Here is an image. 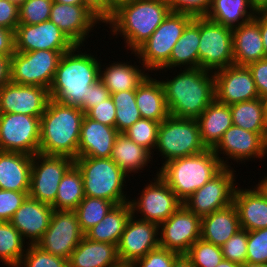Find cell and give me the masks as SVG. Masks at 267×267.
Listing matches in <instances>:
<instances>
[{
  "mask_svg": "<svg viewBox=\"0 0 267 267\" xmlns=\"http://www.w3.org/2000/svg\"><path fill=\"white\" fill-rule=\"evenodd\" d=\"M83 47L75 45L62 55L49 88L50 98L79 107L90 86L99 80L102 60Z\"/></svg>",
  "mask_w": 267,
  "mask_h": 267,
  "instance_id": "2",
  "label": "cell"
},
{
  "mask_svg": "<svg viewBox=\"0 0 267 267\" xmlns=\"http://www.w3.org/2000/svg\"><path fill=\"white\" fill-rule=\"evenodd\" d=\"M116 247L120 263H135L159 247V225L132 214Z\"/></svg>",
  "mask_w": 267,
  "mask_h": 267,
  "instance_id": "18",
  "label": "cell"
},
{
  "mask_svg": "<svg viewBox=\"0 0 267 267\" xmlns=\"http://www.w3.org/2000/svg\"><path fill=\"white\" fill-rule=\"evenodd\" d=\"M53 0H26L19 8V24L35 25L49 20Z\"/></svg>",
  "mask_w": 267,
  "mask_h": 267,
  "instance_id": "45",
  "label": "cell"
},
{
  "mask_svg": "<svg viewBox=\"0 0 267 267\" xmlns=\"http://www.w3.org/2000/svg\"><path fill=\"white\" fill-rule=\"evenodd\" d=\"M154 176L152 174V180H149L141 189V193H138L140 196L130 197L129 202L134 216L160 225L182 205V202L158 175V171Z\"/></svg>",
  "mask_w": 267,
  "mask_h": 267,
  "instance_id": "11",
  "label": "cell"
},
{
  "mask_svg": "<svg viewBox=\"0 0 267 267\" xmlns=\"http://www.w3.org/2000/svg\"><path fill=\"white\" fill-rule=\"evenodd\" d=\"M115 205L106 199L85 196L74 210L83 233L98 224Z\"/></svg>",
  "mask_w": 267,
  "mask_h": 267,
  "instance_id": "41",
  "label": "cell"
},
{
  "mask_svg": "<svg viewBox=\"0 0 267 267\" xmlns=\"http://www.w3.org/2000/svg\"><path fill=\"white\" fill-rule=\"evenodd\" d=\"M242 267H267V265H244Z\"/></svg>",
  "mask_w": 267,
  "mask_h": 267,
  "instance_id": "67",
  "label": "cell"
},
{
  "mask_svg": "<svg viewBox=\"0 0 267 267\" xmlns=\"http://www.w3.org/2000/svg\"><path fill=\"white\" fill-rule=\"evenodd\" d=\"M18 267H68V260L45 252L36 244H28Z\"/></svg>",
  "mask_w": 267,
  "mask_h": 267,
  "instance_id": "44",
  "label": "cell"
},
{
  "mask_svg": "<svg viewBox=\"0 0 267 267\" xmlns=\"http://www.w3.org/2000/svg\"><path fill=\"white\" fill-rule=\"evenodd\" d=\"M118 263L116 245L92 241L85 236L68 259V267H114Z\"/></svg>",
  "mask_w": 267,
  "mask_h": 267,
  "instance_id": "30",
  "label": "cell"
},
{
  "mask_svg": "<svg viewBox=\"0 0 267 267\" xmlns=\"http://www.w3.org/2000/svg\"><path fill=\"white\" fill-rule=\"evenodd\" d=\"M247 67L252 73L259 97L267 99V58L253 62Z\"/></svg>",
  "mask_w": 267,
  "mask_h": 267,
  "instance_id": "53",
  "label": "cell"
},
{
  "mask_svg": "<svg viewBox=\"0 0 267 267\" xmlns=\"http://www.w3.org/2000/svg\"><path fill=\"white\" fill-rule=\"evenodd\" d=\"M19 8L8 0H0V27L15 32L19 25Z\"/></svg>",
  "mask_w": 267,
  "mask_h": 267,
  "instance_id": "54",
  "label": "cell"
},
{
  "mask_svg": "<svg viewBox=\"0 0 267 267\" xmlns=\"http://www.w3.org/2000/svg\"><path fill=\"white\" fill-rule=\"evenodd\" d=\"M256 11L249 0H212L205 15L208 19L223 26L236 28L253 19Z\"/></svg>",
  "mask_w": 267,
  "mask_h": 267,
  "instance_id": "36",
  "label": "cell"
},
{
  "mask_svg": "<svg viewBox=\"0 0 267 267\" xmlns=\"http://www.w3.org/2000/svg\"><path fill=\"white\" fill-rule=\"evenodd\" d=\"M215 100L227 105L259 98L247 66L230 65L214 72Z\"/></svg>",
  "mask_w": 267,
  "mask_h": 267,
  "instance_id": "20",
  "label": "cell"
},
{
  "mask_svg": "<svg viewBox=\"0 0 267 267\" xmlns=\"http://www.w3.org/2000/svg\"><path fill=\"white\" fill-rule=\"evenodd\" d=\"M27 246V241L9 221H0V262L2 264L18 267Z\"/></svg>",
  "mask_w": 267,
  "mask_h": 267,
  "instance_id": "39",
  "label": "cell"
},
{
  "mask_svg": "<svg viewBox=\"0 0 267 267\" xmlns=\"http://www.w3.org/2000/svg\"><path fill=\"white\" fill-rule=\"evenodd\" d=\"M213 151L223 167L231 168L233 162L238 165L255 159L262 162L267 157V141L259 133L232 125L224 132Z\"/></svg>",
  "mask_w": 267,
  "mask_h": 267,
  "instance_id": "12",
  "label": "cell"
},
{
  "mask_svg": "<svg viewBox=\"0 0 267 267\" xmlns=\"http://www.w3.org/2000/svg\"><path fill=\"white\" fill-rule=\"evenodd\" d=\"M75 44L51 20L29 25L19 24L15 30V51H69Z\"/></svg>",
  "mask_w": 267,
  "mask_h": 267,
  "instance_id": "19",
  "label": "cell"
},
{
  "mask_svg": "<svg viewBox=\"0 0 267 267\" xmlns=\"http://www.w3.org/2000/svg\"><path fill=\"white\" fill-rule=\"evenodd\" d=\"M15 52V32L0 27V55L12 56Z\"/></svg>",
  "mask_w": 267,
  "mask_h": 267,
  "instance_id": "55",
  "label": "cell"
},
{
  "mask_svg": "<svg viewBox=\"0 0 267 267\" xmlns=\"http://www.w3.org/2000/svg\"><path fill=\"white\" fill-rule=\"evenodd\" d=\"M111 98L116 107L115 128L119 133H124L142 118L136 105L135 90L113 93Z\"/></svg>",
  "mask_w": 267,
  "mask_h": 267,
  "instance_id": "40",
  "label": "cell"
},
{
  "mask_svg": "<svg viewBox=\"0 0 267 267\" xmlns=\"http://www.w3.org/2000/svg\"><path fill=\"white\" fill-rule=\"evenodd\" d=\"M248 231L239 230L230 237L222 246L221 251L224 259L237 263L241 266L246 265L247 258Z\"/></svg>",
  "mask_w": 267,
  "mask_h": 267,
  "instance_id": "47",
  "label": "cell"
},
{
  "mask_svg": "<svg viewBox=\"0 0 267 267\" xmlns=\"http://www.w3.org/2000/svg\"><path fill=\"white\" fill-rule=\"evenodd\" d=\"M28 195L29 192L0 189V221H10Z\"/></svg>",
  "mask_w": 267,
  "mask_h": 267,
  "instance_id": "48",
  "label": "cell"
},
{
  "mask_svg": "<svg viewBox=\"0 0 267 267\" xmlns=\"http://www.w3.org/2000/svg\"><path fill=\"white\" fill-rule=\"evenodd\" d=\"M201 238V218L183 204L159 225V247L178 254H187Z\"/></svg>",
  "mask_w": 267,
  "mask_h": 267,
  "instance_id": "17",
  "label": "cell"
},
{
  "mask_svg": "<svg viewBox=\"0 0 267 267\" xmlns=\"http://www.w3.org/2000/svg\"><path fill=\"white\" fill-rule=\"evenodd\" d=\"M194 267H216L223 259L221 247L199 238L186 254Z\"/></svg>",
  "mask_w": 267,
  "mask_h": 267,
  "instance_id": "43",
  "label": "cell"
},
{
  "mask_svg": "<svg viewBox=\"0 0 267 267\" xmlns=\"http://www.w3.org/2000/svg\"><path fill=\"white\" fill-rule=\"evenodd\" d=\"M196 121L199 125L202 143L206 148L213 149L221 140L224 132L233 125L230 105L222 104L214 99Z\"/></svg>",
  "mask_w": 267,
  "mask_h": 267,
  "instance_id": "32",
  "label": "cell"
},
{
  "mask_svg": "<svg viewBox=\"0 0 267 267\" xmlns=\"http://www.w3.org/2000/svg\"><path fill=\"white\" fill-rule=\"evenodd\" d=\"M223 168L213 149L210 148L195 155L168 161L159 169L156 167L158 175L182 203Z\"/></svg>",
  "mask_w": 267,
  "mask_h": 267,
  "instance_id": "5",
  "label": "cell"
},
{
  "mask_svg": "<svg viewBox=\"0 0 267 267\" xmlns=\"http://www.w3.org/2000/svg\"><path fill=\"white\" fill-rule=\"evenodd\" d=\"M174 70L170 79L160 78L170 116L197 119L215 99L214 73L201 68Z\"/></svg>",
  "mask_w": 267,
  "mask_h": 267,
  "instance_id": "1",
  "label": "cell"
},
{
  "mask_svg": "<svg viewBox=\"0 0 267 267\" xmlns=\"http://www.w3.org/2000/svg\"><path fill=\"white\" fill-rule=\"evenodd\" d=\"M50 100L49 89L7 83L0 89V113L41 117Z\"/></svg>",
  "mask_w": 267,
  "mask_h": 267,
  "instance_id": "22",
  "label": "cell"
},
{
  "mask_svg": "<svg viewBox=\"0 0 267 267\" xmlns=\"http://www.w3.org/2000/svg\"><path fill=\"white\" fill-rule=\"evenodd\" d=\"M216 267H242L241 265L231 262L230 260L223 259Z\"/></svg>",
  "mask_w": 267,
  "mask_h": 267,
  "instance_id": "63",
  "label": "cell"
},
{
  "mask_svg": "<svg viewBox=\"0 0 267 267\" xmlns=\"http://www.w3.org/2000/svg\"><path fill=\"white\" fill-rule=\"evenodd\" d=\"M193 19L194 16L191 14L171 11L151 36L135 51L144 67L151 74L154 73L152 76H156L158 71L161 73L163 70L167 74L173 47Z\"/></svg>",
  "mask_w": 267,
  "mask_h": 267,
  "instance_id": "7",
  "label": "cell"
},
{
  "mask_svg": "<svg viewBox=\"0 0 267 267\" xmlns=\"http://www.w3.org/2000/svg\"><path fill=\"white\" fill-rule=\"evenodd\" d=\"M49 20L63 31L75 45L88 43L89 37L101 21L84 5H68L53 2ZM90 34V35H89Z\"/></svg>",
  "mask_w": 267,
  "mask_h": 267,
  "instance_id": "21",
  "label": "cell"
},
{
  "mask_svg": "<svg viewBox=\"0 0 267 267\" xmlns=\"http://www.w3.org/2000/svg\"><path fill=\"white\" fill-rule=\"evenodd\" d=\"M199 68L216 72L234 64L232 28L200 16Z\"/></svg>",
  "mask_w": 267,
  "mask_h": 267,
  "instance_id": "10",
  "label": "cell"
},
{
  "mask_svg": "<svg viewBox=\"0 0 267 267\" xmlns=\"http://www.w3.org/2000/svg\"><path fill=\"white\" fill-rule=\"evenodd\" d=\"M265 101V112H266V123H267V99H264Z\"/></svg>",
  "mask_w": 267,
  "mask_h": 267,
  "instance_id": "68",
  "label": "cell"
},
{
  "mask_svg": "<svg viewBox=\"0 0 267 267\" xmlns=\"http://www.w3.org/2000/svg\"><path fill=\"white\" fill-rule=\"evenodd\" d=\"M206 149L201 141L196 119L169 116L160 123L154 152L161 156L162 164L201 153Z\"/></svg>",
  "mask_w": 267,
  "mask_h": 267,
  "instance_id": "8",
  "label": "cell"
},
{
  "mask_svg": "<svg viewBox=\"0 0 267 267\" xmlns=\"http://www.w3.org/2000/svg\"><path fill=\"white\" fill-rule=\"evenodd\" d=\"M170 12L166 0H128L114 10L104 26L112 37H123L124 47L135 52Z\"/></svg>",
  "mask_w": 267,
  "mask_h": 267,
  "instance_id": "3",
  "label": "cell"
},
{
  "mask_svg": "<svg viewBox=\"0 0 267 267\" xmlns=\"http://www.w3.org/2000/svg\"><path fill=\"white\" fill-rule=\"evenodd\" d=\"M149 74L135 90L136 105L141 117L162 122L170 116L160 79Z\"/></svg>",
  "mask_w": 267,
  "mask_h": 267,
  "instance_id": "29",
  "label": "cell"
},
{
  "mask_svg": "<svg viewBox=\"0 0 267 267\" xmlns=\"http://www.w3.org/2000/svg\"><path fill=\"white\" fill-rule=\"evenodd\" d=\"M111 97V93L99 79L95 84L91 85L85 96H83L82 104L79 108L86 113L90 108L98 105Z\"/></svg>",
  "mask_w": 267,
  "mask_h": 267,
  "instance_id": "52",
  "label": "cell"
},
{
  "mask_svg": "<svg viewBox=\"0 0 267 267\" xmlns=\"http://www.w3.org/2000/svg\"><path fill=\"white\" fill-rule=\"evenodd\" d=\"M131 215L132 208L129 201L115 205L105 217L98 224L89 229L84 236L92 241L105 242L117 246Z\"/></svg>",
  "mask_w": 267,
  "mask_h": 267,
  "instance_id": "35",
  "label": "cell"
},
{
  "mask_svg": "<svg viewBox=\"0 0 267 267\" xmlns=\"http://www.w3.org/2000/svg\"><path fill=\"white\" fill-rule=\"evenodd\" d=\"M173 267H194L191 259L186 254H180L173 264Z\"/></svg>",
  "mask_w": 267,
  "mask_h": 267,
  "instance_id": "60",
  "label": "cell"
},
{
  "mask_svg": "<svg viewBox=\"0 0 267 267\" xmlns=\"http://www.w3.org/2000/svg\"><path fill=\"white\" fill-rule=\"evenodd\" d=\"M160 122H156L150 119L140 118L130 128H128L124 134L134 141L137 145L143 146L151 154L152 158L154 150L157 145V135Z\"/></svg>",
  "mask_w": 267,
  "mask_h": 267,
  "instance_id": "42",
  "label": "cell"
},
{
  "mask_svg": "<svg viewBox=\"0 0 267 267\" xmlns=\"http://www.w3.org/2000/svg\"><path fill=\"white\" fill-rule=\"evenodd\" d=\"M152 154L143 146L137 145L129 139L124 133H119L116 137L111 159L122 169L129 177H133L138 172L145 171L149 163L153 165ZM143 170V171H142ZM132 173V174H131ZM131 175V176H130Z\"/></svg>",
  "mask_w": 267,
  "mask_h": 267,
  "instance_id": "33",
  "label": "cell"
},
{
  "mask_svg": "<svg viewBox=\"0 0 267 267\" xmlns=\"http://www.w3.org/2000/svg\"><path fill=\"white\" fill-rule=\"evenodd\" d=\"M40 118L25 114L0 113V151L33 156L39 153Z\"/></svg>",
  "mask_w": 267,
  "mask_h": 267,
  "instance_id": "14",
  "label": "cell"
},
{
  "mask_svg": "<svg viewBox=\"0 0 267 267\" xmlns=\"http://www.w3.org/2000/svg\"><path fill=\"white\" fill-rule=\"evenodd\" d=\"M65 52L67 51L15 52L10 59V82L49 89Z\"/></svg>",
  "mask_w": 267,
  "mask_h": 267,
  "instance_id": "9",
  "label": "cell"
},
{
  "mask_svg": "<svg viewBox=\"0 0 267 267\" xmlns=\"http://www.w3.org/2000/svg\"><path fill=\"white\" fill-rule=\"evenodd\" d=\"M9 2L13 3L16 7L20 8L26 0H8Z\"/></svg>",
  "mask_w": 267,
  "mask_h": 267,
  "instance_id": "65",
  "label": "cell"
},
{
  "mask_svg": "<svg viewBox=\"0 0 267 267\" xmlns=\"http://www.w3.org/2000/svg\"><path fill=\"white\" fill-rule=\"evenodd\" d=\"M232 124L259 133L267 141L265 101L260 97L230 105Z\"/></svg>",
  "mask_w": 267,
  "mask_h": 267,
  "instance_id": "37",
  "label": "cell"
},
{
  "mask_svg": "<svg viewBox=\"0 0 267 267\" xmlns=\"http://www.w3.org/2000/svg\"><path fill=\"white\" fill-rule=\"evenodd\" d=\"M83 5L103 24L106 23V0H83Z\"/></svg>",
  "mask_w": 267,
  "mask_h": 267,
  "instance_id": "56",
  "label": "cell"
},
{
  "mask_svg": "<svg viewBox=\"0 0 267 267\" xmlns=\"http://www.w3.org/2000/svg\"><path fill=\"white\" fill-rule=\"evenodd\" d=\"M84 116L79 107L50 98L40 117L39 153L68 156L75 160Z\"/></svg>",
  "mask_w": 267,
  "mask_h": 267,
  "instance_id": "4",
  "label": "cell"
},
{
  "mask_svg": "<svg viewBox=\"0 0 267 267\" xmlns=\"http://www.w3.org/2000/svg\"><path fill=\"white\" fill-rule=\"evenodd\" d=\"M116 107L112 98H108L98 105L90 108L85 115L97 122L104 125L115 127Z\"/></svg>",
  "mask_w": 267,
  "mask_h": 267,
  "instance_id": "51",
  "label": "cell"
},
{
  "mask_svg": "<svg viewBox=\"0 0 267 267\" xmlns=\"http://www.w3.org/2000/svg\"><path fill=\"white\" fill-rule=\"evenodd\" d=\"M136 56L134 64L131 60L124 62V60L113 63L100 62V76L99 79L106 86L111 94L121 91L136 90V88L144 81L149 75V71L138 60V55L135 52H131ZM131 62V63H130ZM141 65V66H140Z\"/></svg>",
  "mask_w": 267,
  "mask_h": 267,
  "instance_id": "25",
  "label": "cell"
},
{
  "mask_svg": "<svg viewBox=\"0 0 267 267\" xmlns=\"http://www.w3.org/2000/svg\"><path fill=\"white\" fill-rule=\"evenodd\" d=\"M239 230V215L233 203L201 218V238L220 247Z\"/></svg>",
  "mask_w": 267,
  "mask_h": 267,
  "instance_id": "31",
  "label": "cell"
},
{
  "mask_svg": "<svg viewBox=\"0 0 267 267\" xmlns=\"http://www.w3.org/2000/svg\"><path fill=\"white\" fill-rule=\"evenodd\" d=\"M234 64L248 66L266 58L258 22L253 18L232 29Z\"/></svg>",
  "mask_w": 267,
  "mask_h": 267,
  "instance_id": "28",
  "label": "cell"
},
{
  "mask_svg": "<svg viewBox=\"0 0 267 267\" xmlns=\"http://www.w3.org/2000/svg\"><path fill=\"white\" fill-rule=\"evenodd\" d=\"M73 164L68 156L33 155L29 196L52 206L62 177Z\"/></svg>",
  "mask_w": 267,
  "mask_h": 267,
  "instance_id": "15",
  "label": "cell"
},
{
  "mask_svg": "<svg viewBox=\"0 0 267 267\" xmlns=\"http://www.w3.org/2000/svg\"><path fill=\"white\" fill-rule=\"evenodd\" d=\"M84 197L82 174L73 164L62 177L52 207L54 210H75Z\"/></svg>",
  "mask_w": 267,
  "mask_h": 267,
  "instance_id": "38",
  "label": "cell"
},
{
  "mask_svg": "<svg viewBox=\"0 0 267 267\" xmlns=\"http://www.w3.org/2000/svg\"><path fill=\"white\" fill-rule=\"evenodd\" d=\"M128 0H106V22L112 17L114 10Z\"/></svg>",
  "mask_w": 267,
  "mask_h": 267,
  "instance_id": "59",
  "label": "cell"
},
{
  "mask_svg": "<svg viewBox=\"0 0 267 267\" xmlns=\"http://www.w3.org/2000/svg\"><path fill=\"white\" fill-rule=\"evenodd\" d=\"M172 12L188 13L205 16L212 4V0H166Z\"/></svg>",
  "mask_w": 267,
  "mask_h": 267,
  "instance_id": "50",
  "label": "cell"
},
{
  "mask_svg": "<svg viewBox=\"0 0 267 267\" xmlns=\"http://www.w3.org/2000/svg\"><path fill=\"white\" fill-rule=\"evenodd\" d=\"M180 254L158 247L149 251L143 258L138 259L135 267H173L175 259Z\"/></svg>",
  "mask_w": 267,
  "mask_h": 267,
  "instance_id": "49",
  "label": "cell"
},
{
  "mask_svg": "<svg viewBox=\"0 0 267 267\" xmlns=\"http://www.w3.org/2000/svg\"><path fill=\"white\" fill-rule=\"evenodd\" d=\"M235 172L233 167H224L182 204L200 218L230 206L237 186Z\"/></svg>",
  "mask_w": 267,
  "mask_h": 267,
  "instance_id": "13",
  "label": "cell"
},
{
  "mask_svg": "<svg viewBox=\"0 0 267 267\" xmlns=\"http://www.w3.org/2000/svg\"><path fill=\"white\" fill-rule=\"evenodd\" d=\"M53 2H58L68 5H83V0H53Z\"/></svg>",
  "mask_w": 267,
  "mask_h": 267,
  "instance_id": "64",
  "label": "cell"
},
{
  "mask_svg": "<svg viewBox=\"0 0 267 267\" xmlns=\"http://www.w3.org/2000/svg\"><path fill=\"white\" fill-rule=\"evenodd\" d=\"M253 186L241 188L237 185L233 195L241 229L247 231L267 228V197L256 185Z\"/></svg>",
  "mask_w": 267,
  "mask_h": 267,
  "instance_id": "24",
  "label": "cell"
},
{
  "mask_svg": "<svg viewBox=\"0 0 267 267\" xmlns=\"http://www.w3.org/2000/svg\"><path fill=\"white\" fill-rule=\"evenodd\" d=\"M119 132L115 127L104 125L84 116L78 157L110 158Z\"/></svg>",
  "mask_w": 267,
  "mask_h": 267,
  "instance_id": "26",
  "label": "cell"
},
{
  "mask_svg": "<svg viewBox=\"0 0 267 267\" xmlns=\"http://www.w3.org/2000/svg\"><path fill=\"white\" fill-rule=\"evenodd\" d=\"M249 2L256 12L267 11V0H249Z\"/></svg>",
  "mask_w": 267,
  "mask_h": 267,
  "instance_id": "61",
  "label": "cell"
},
{
  "mask_svg": "<svg viewBox=\"0 0 267 267\" xmlns=\"http://www.w3.org/2000/svg\"><path fill=\"white\" fill-rule=\"evenodd\" d=\"M258 181L255 185L260 189V191L267 197V174L264 175L263 179Z\"/></svg>",
  "mask_w": 267,
  "mask_h": 267,
  "instance_id": "62",
  "label": "cell"
},
{
  "mask_svg": "<svg viewBox=\"0 0 267 267\" xmlns=\"http://www.w3.org/2000/svg\"><path fill=\"white\" fill-rule=\"evenodd\" d=\"M74 164L82 174L85 196L106 199L116 205L129 201L126 182L130 177L111 158L77 157Z\"/></svg>",
  "mask_w": 267,
  "mask_h": 267,
  "instance_id": "6",
  "label": "cell"
},
{
  "mask_svg": "<svg viewBox=\"0 0 267 267\" xmlns=\"http://www.w3.org/2000/svg\"><path fill=\"white\" fill-rule=\"evenodd\" d=\"M200 16L186 26L182 36L174 45L169 59V70L176 68H199ZM172 70V71H171Z\"/></svg>",
  "mask_w": 267,
  "mask_h": 267,
  "instance_id": "34",
  "label": "cell"
},
{
  "mask_svg": "<svg viewBox=\"0 0 267 267\" xmlns=\"http://www.w3.org/2000/svg\"><path fill=\"white\" fill-rule=\"evenodd\" d=\"M254 19L258 22L263 41L264 53L267 58V11L256 12Z\"/></svg>",
  "mask_w": 267,
  "mask_h": 267,
  "instance_id": "57",
  "label": "cell"
},
{
  "mask_svg": "<svg viewBox=\"0 0 267 267\" xmlns=\"http://www.w3.org/2000/svg\"><path fill=\"white\" fill-rule=\"evenodd\" d=\"M267 265V228L248 231L246 265Z\"/></svg>",
  "mask_w": 267,
  "mask_h": 267,
  "instance_id": "46",
  "label": "cell"
},
{
  "mask_svg": "<svg viewBox=\"0 0 267 267\" xmlns=\"http://www.w3.org/2000/svg\"><path fill=\"white\" fill-rule=\"evenodd\" d=\"M83 237L74 210H54L47 230L36 245L45 252L68 260Z\"/></svg>",
  "mask_w": 267,
  "mask_h": 267,
  "instance_id": "16",
  "label": "cell"
},
{
  "mask_svg": "<svg viewBox=\"0 0 267 267\" xmlns=\"http://www.w3.org/2000/svg\"><path fill=\"white\" fill-rule=\"evenodd\" d=\"M11 56L0 55V89L10 82Z\"/></svg>",
  "mask_w": 267,
  "mask_h": 267,
  "instance_id": "58",
  "label": "cell"
},
{
  "mask_svg": "<svg viewBox=\"0 0 267 267\" xmlns=\"http://www.w3.org/2000/svg\"><path fill=\"white\" fill-rule=\"evenodd\" d=\"M53 211L51 205L28 195L9 222L28 244H36L47 230Z\"/></svg>",
  "mask_w": 267,
  "mask_h": 267,
  "instance_id": "23",
  "label": "cell"
},
{
  "mask_svg": "<svg viewBox=\"0 0 267 267\" xmlns=\"http://www.w3.org/2000/svg\"><path fill=\"white\" fill-rule=\"evenodd\" d=\"M33 156L0 151V189L29 192Z\"/></svg>",
  "mask_w": 267,
  "mask_h": 267,
  "instance_id": "27",
  "label": "cell"
},
{
  "mask_svg": "<svg viewBox=\"0 0 267 267\" xmlns=\"http://www.w3.org/2000/svg\"><path fill=\"white\" fill-rule=\"evenodd\" d=\"M114 267H135L134 263H118L116 266Z\"/></svg>",
  "mask_w": 267,
  "mask_h": 267,
  "instance_id": "66",
  "label": "cell"
}]
</instances>
